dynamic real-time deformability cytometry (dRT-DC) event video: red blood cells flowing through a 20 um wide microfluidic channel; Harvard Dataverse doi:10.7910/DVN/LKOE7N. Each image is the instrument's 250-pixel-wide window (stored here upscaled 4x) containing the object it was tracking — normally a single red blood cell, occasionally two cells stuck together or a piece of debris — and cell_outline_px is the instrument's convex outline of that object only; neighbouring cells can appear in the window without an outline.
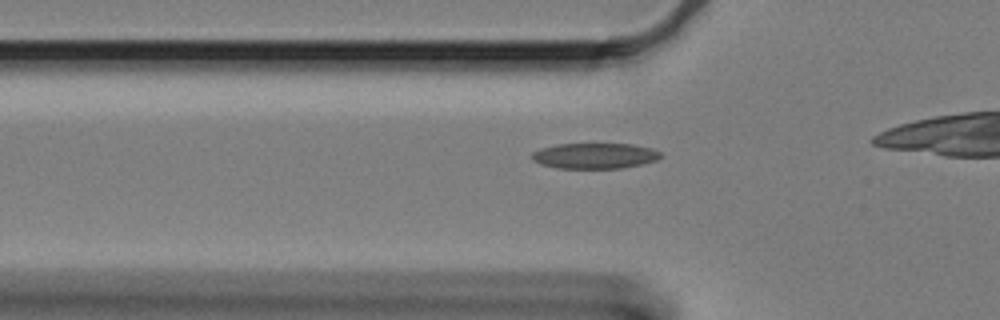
{"species": "Egyptian fruit bat (a non-hibernating species)", "species_latin": "Rousettus aegyptiacus", "temperature_condition": "cold", "stored_images_in_passage": 38, "camera_frame_rate_fps": 3000, "um_per_image_px": 0.085, "animal": {"sex": "female"}, "frame": {"image": 1, "passage_image": 8, "time_ms": 2.333, "image_size_px": [1000, 320], "cell_outline_px": [[664, 156], [656, 160], [640, 164], [620, 168], [560, 168], [540, 164], [532, 160], [532, 152], [540, 148], [560, 144], [632, 144], [652, 148], [660, 152]], "centroid_in_image_um": [50.56, 13.24], "position_along_channel_um": 75.2, "area_um2": 19.13}}
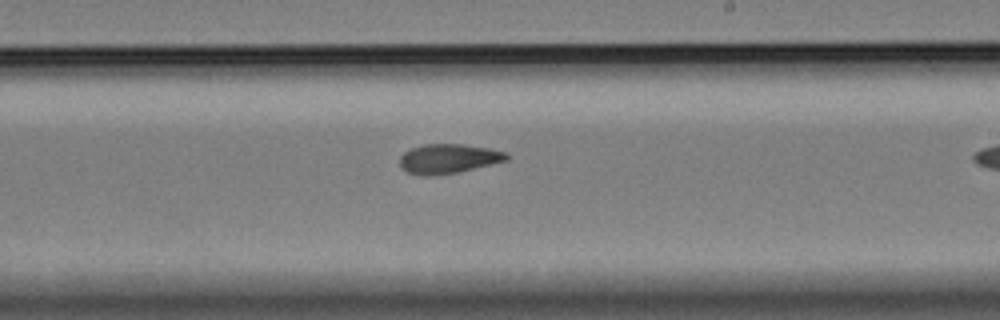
{"frame": {"image": 2, "passage_image": 24, "time_ms": 7.667, "image_size_px": [1000, 320], "cell_outline_px": [[508, 160], [456, 172], [432, 176], [424, 176], [408, 172], [400, 168], [400, 156], [404, 152], [412, 148], [424, 144], [464, 144], [488, 148], [508, 152]], "centroid_in_image_um": [38.1, 13.48], "position_along_channel_um": 250.9, "area_um2": 18.26}}
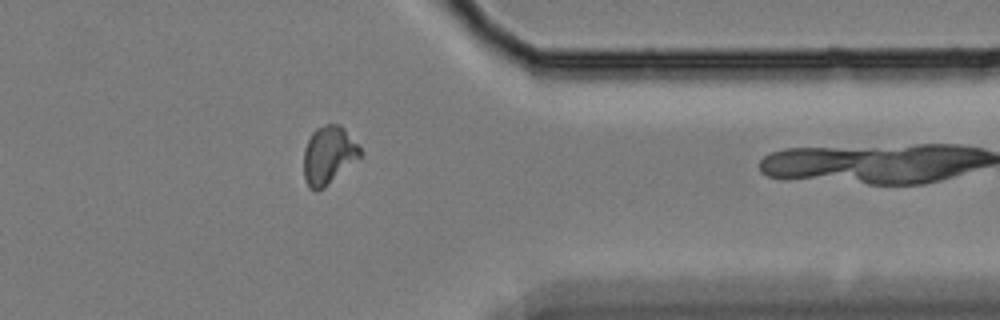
{"frame": {"image": 3, "passage_image": 37, "time_ms": 12.0, "image_size_px": [1000, 320], "cell_outline_px": [[364, 152], [360, 156], [324, 188], [316, 192], [308, 188], [304, 180], [304, 148], [312, 132], [316, 128], [324, 124], [340, 124], [344, 128]], "centroid_in_image_um": [27.9, 13.19], "position_along_channel_um": 383.5, "area_um2": 19.13}}